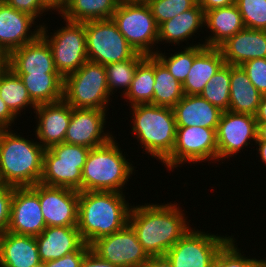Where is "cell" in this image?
I'll return each instance as SVG.
<instances>
[{
  "mask_svg": "<svg viewBox=\"0 0 266 267\" xmlns=\"http://www.w3.org/2000/svg\"><path fill=\"white\" fill-rule=\"evenodd\" d=\"M178 203L132 206L129 224L147 254L165 256L166 252L191 228ZM183 213V214H182Z\"/></svg>",
  "mask_w": 266,
  "mask_h": 267,
  "instance_id": "1",
  "label": "cell"
},
{
  "mask_svg": "<svg viewBox=\"0 0 266 267\" xmlns=\"http://www.w3.org/2000/svg\"><path fill=\"white\" fill-rule=\"evenodd\" d=\"M125 199V192H79L77 228L87 245L121 230L129 223L132 205Z\"/></svg>",
  "mask_w": 266,
  "mask_h": 267,
  "instance_id": "2",
  "label": "cell"
},
{
  "mask_svg": "<svg viewBox=\"0 0 266 267\" xmlns=\"http://www.w3.org/2000/svg\"><path fill=\"white\" fill-rule=\"evenodd\" d=\"M16 134L0 129V184L31 187L41 180L45 148Z\"/></svg>",
  "mask_w": 266,
  "mask_h": 267,
  "instance_id": "3",
  "label": "cell"
},
{
  "mask_svg": "<svg viewBox=\"0 0 266 267\" xmlns=\"http://www.w3.org/2000/svg\"><path fill=\"white\" fill-rule=\"evenodd\" d=\"M132 132L141 148L163 162L171 153L176 139V121L173 108L153 104L130 106Z\"/></svg>",
  "mask_w": 266,
  "mask_h": 267,
  "instance_id": "4",
  "label": "cell"
},
{
  "mask_svg": "<svg viewBox=\"0 0 266 267\" xmlns=\"http://www.w3.org/2000/svg\"><path fill=\"white\" fill-rule=\"evenodd\" d=\"M115 141L113 137L108 143L90 149L82 169V191L123 193L135 167Z\"/></svg>",
  "mask_w": 266,
  "mask_h": 267,
  "instance_id": "5",
  "label": "cell"
},
{
  "mask_svg": "<svg viewBox=\"0 0 266 267\" xmlns=\"http://www.w3.org/2000/svg\"><path fill=\"white\" fill-rule=\"evenodd\" d=\"M105 66L86 61L64 78L63 99L72 108L106 110L110 102Z\"/></svg>",
  "mask_w": 266,
  "mask_h": 267,
  "instance_id": "6",
  "label": "cell"
},
{
  "mask_svg": "<svg viewBox=\"0 0 266 267\" xmlns=\"http://www.w3.org/2000/svg\"><path fill=\"white\" fill-rule=\"evenodd\" d=\"M90 148L62 142L45 149L40 183L82 192V169Z\"/></svg>",
  "mask_w": 266,
  "mask_h": 267,
  "instance_id": "7",
  "label": "cell"
},
{
  "mask_svg": "<svg viewBox=\"0 0 266 267\" xmlns=\"http://www.w3.org/2000/svg\"><path fill=\"white\" fill-rule=\"evenodd\" d=\"M111 19L137 53L151 56L157 52L158 26L147 2L121 0Z\"/></svg>",
  "mask_w": 266,
  "mask_h": 267,
  "instance_id": "8",
  "label": "cell"
},
{
  "mask_svg": "<svg viewBox=\"0 0 266 267\" xmlns=\"http://www.w3.org/2000/svg\"><path fill=\"white\" fill-rule=\"evenodd\" d=\"M64 21L66 26H62L51 35L47 33L48 27H41V36L48 42L55 68L63 78L77 71L88 61L85 22Z\"/></svg>",
  "mask_w": 266,
  "mask_h": 267,
  "instance_id": "9",
  "label": "cell"
},
{
  "mask_svg": "<svg viewBox=\"0 0 266 267\" xmlns=\"http://www.w3.org/2000/svg\"><path fill=\"white\" fill-rule=\"evenodd\" d=\"M85 33L89 61L105 66L137 54L112 19L86 21Z\"/></svg>",
  "mask_w": 266,
  "mask_h": 267,
  "instance_id": "10",
  "label": "cell"
},
{
  "mask_svg": "<svg viewBox=\"0 0 266 267\" xmlns=\"http://www.w3.org/2000/svg\"><path fill=\"white\" fill-rule=\"evenodd\" d=\"M218 162L216 129L206 127H177L172 153L162 162L167 170L184 163ZM169 168V169H168Z\"/></svg>",
  "mask_w": 266,
  "mask_h": 267,
  "instance_id": "11",
  "label": "cell"
},
{
  "mask_svg": "<svg viewBox=\"0 0 266 267\" xmlns=\"http://www.w3.org/2000/svg\"><path fill=\"white\" fill-rule=\"evenodd\" d=\"M232 236H218L190 228L165 254L172 267H212L222 246Z\"/></svg>",
  "mask_w": 266,
  "mask_h": 267,
  "instance_id": "12",
  "label": "cell"
},
{
  "mask_svg": "<svg viewBox=\"0 0 266 267\" xmlns=\"http://www.w3.org/2000/svg\"><path fill=\"white\" fill-rule=\"evenodd\" d=\"M90 250L119 267H140L150 257L129 223L121 230L93 241Z\"/></svg>",
  "mask_w": 266,
  "mask_h": 267,
  "instance_id": "13",
  "label": "cell"
},
{
  "mask_svg": "<svg viewBox=\"0 0 266 267\" xmlns=\"http://www.w3.org/2000/svg\"><path fill=\"white\" fill-rule=\"evenodd\" d=\"M252 140H257L256 118L250 114L224 111L221 114L217 129L216 141L218 161L225 160L241 152Z\"/></svg>",
  "mask_w": 266,
  "mask_h": 267,
  "instance_id": "14",
  "label": "cell"
},
{
  "mask_svg": "<svg viewBox=\"0 0 266 267\" xmlns=\"http://www.w3.org/2000/svg\"><path fill=\"white\" fill-rule=\"evenodd\" d=\"M45 228L39 201V183L31 187L14 188L7 231L18 235L37 236Z\"/></svg>",
  "mask_w": 266,
  "mask_h": 267,
  "instance_id": "15",
  "label": "cell"
},
{
  "mask_svg": "<svg viewBox=\"0 0 266 267\" xmlns=\"http://www.w3.org/2000/svg\"><path fill=\"white\" fill-rule=\"evenodd\" d=\"M39 201L46 227L78 225V190L39 182Z\"/></svg>",
  "mask_w": 266,
  "mask_h": 267,
  "instance_id": "16",
  "label": "cell"
},
{
  "mask_svg": "<svg viewBox=\"0 0 266 267\" xmlns=\"http://www.w3.org/2000/svg\"><path fill=\"white\" fill-rule=\"evenodd\" d=\"M106 113V110L101 109L72 108L64 142L90 149L108 143L115 136L104 133Z\"/></svg>",
  "mask_w": 266,
  "mask_h": 267,
  "instance_id": "17",
  "label": "cell"
},
{
  "mask_svg": "<svg viewBox=\"0 0 266 267\" xmlns=\"http://www.w3.org/2000/svg\"><path fill=\"white\" fill-rule=\"evenodd\" d=\"M35 20V17L17 11L3 0L0 2V46L8 55L41 35L42 24L31 30L36 25L34 22L37 23Z\"/></svg>",
  "mask_w": 266,
  "mask_h": 267,
  "instance_id": "18",
  "label": "cell"
},
{
  "mask_svg": "<svg viewBox=\"0 0 266 267\" xmlns=\"http://www.w3.org/2000/svg\"><path fill=\"white\" fill-rule=\"evenodd\" d=\"M33 111L37 117L35 134L40 144L48 149L65 141L66 130L72 114V107L64 100L37 105Z\"/></svg>",
  "mask_w": 266,
  "mask_h": 267,
  "instance_id": "19",
  "label": "cell"
},
{
  "mask_svg": "<svg viewBox=\"0 0 266 267\" xmlns=\"http://www.w3.org/2000/svg\"><path fill=\"white\" fill-rule=\"evenodd\" d=\"M8 68L16 75L58 73L48 42L40 35L8 55Z\"/></svg>",
  "mask_w": 266,
  "mask_h": 267,
  "instance_id": "20",
  "label": "cell"
},
{
  "mask_svg": "<svg viewBox=\"0 0 266 267\" xmlns=\"http://www.w3.org/2000/svg\"><path fill=\"white\" fill-rule=\"evenodd\" d=\"M218 48L228 65L241 66L252 59L266 58V31L244 28Z\"/></svg>",
  "mask_w": 266,
  "mask_h": 267,
  "instance_id": "21",
  "label": "cell"
},
{
  "mask_svg": "<svg viewBox=\"0 0 266 267\" xmlns=\"http://www.w3.org/2000/svg\"><path fill=\"white\" fill-rule=\"evenodd\" d=\"M35 238L41 263L76 252L85 243L77 226L46 227Z\"/></svg>",
  "mask_w": 266,
  "mask_h": 267,
  "instance_id": "22",
  "label": "cell"
},
{
  "mask_svg": "<svg viewBox=\"0 0 266 267\" xmlns=\"http://www.w3.org/2000/svg\"><path fill=\"white\" fill-rule=\"evenodd\" d=\"M176 127H206L217 129L221 114L219 108L200 95H184L173 107Z\"/></svg>",
  "mask_w": 266,
  "mask_h": 267,
  "instance_id": "23",
  "label": "cell"
},
{
  "mask_svg": "<svg viewBox=\"0 0 266 267\" xmlns=\"http://www.w3.org/2000/svg\"><path fill=\"white\" fill-rule=\"evenodd\" d=\"M40 264L35 236L9 231L0 235V267H37Z\"/></svg>",
  "mask_w": 266,
  "mask_h": 267,
  "instance_id": "24",
  "label": "cell"
},
{
  "mask_svg": "<svg viewBox=\"0 0 266 267\" xmlns=\"http://www.w3.org/2000/svg\"><path fill=\"white\" fill-rule=\"evenodd\" d=\"M204 26H207L212 34L203 44L215 48L245 28L236 4L205 11Z\"/></svg>",
  "mask_w": 266,
  "mask_h": 267,
  "instance_id": "25",
  "label": "cell"
},
{
  "mask_svg": "<svg viewBox=\"0 0 266 267\" xmlns=\"http://www.w3.org/2000/svg\"><path fill=\"white\" fill-rule=\"evenodd\" d=\"M225 64L219 48L205 47L192 63L189 74L183 83L185 95H200L209 80Z\"/></svg>",
  "mask_w": 266,
  "mask_h": 267,
  "instance_id": "26",
  "label": "cell"
},
{
  "mask_svg": "<svg viewBox=\"0 0 266 267\" xmlns=\"http://www.w3.org/2000/svg\"><path fill=\"white\" fill-rule=\"evenodd\" d=\"M205 12L196 4L193 8L176 15L158 27V42L174 43L187 41L204 26Z\"/></svg>",
  "mask_w": 266,
  "mask_h": 267,
  "instance_id": "27",
  "label": "cell"
},
{
  "mask_svg": "<svg viewBox=\"0 0 266 267\" xmlns=\"http://www.w3.org/2000/svg\"><path fill=\"white\" fill-rule=\"evenodd\" d=\"M262 96L243 68L231 65L229 111L255 116Z\"/></svg>",
  "mask_w": 266,
  "mask_h": 267,
  "instance_id": "28",
  "label": "cell"
},
{
  "mask_svg": "<svg viewBox=\"0 0 266 267\" xmlns=\"http://www.w3.org/2000/svg\"><path fill=\"white\" fill-rule=\"evenodd\" d=\"M36 105L63 99L64 78L59 73L17 75Z\"/></svg>",
  "mask_w": 266,
  "mask_h": 267,
  "instance_id": "29",
  "label": "cell"
},
{
  "mask_svg": "<svg viewBox=\"0 0 266 267\" xmlns=\"http://www.w3.org/2000/svg\"><path fill=\"white\" fill-rule=\"evenodd\" d=\"M121 0H67L60 13L64 20L86 22L111 19Z\"/></svg>",
  "mask_w": 266,
  "mask_h": 267,
  "instance_id": "30",
  "label": "cell"
},
{
  "mask_svg": "<svg viewBox=\"0 0 266 267\" xmlns=\"http://www.w3.org/2000/svg\"><path fill=\"white\" fill-rule=\"evenodd\" d=\"M155 56H146L137 66L132 83L124 95L129 105L153 104Z\"/></svg>",
  "mask_w": 266,
  "mask_h": 267,
  "instance_id": "31",
  "label": "cell"
},
{
  "mask_svg": "<svg viewBox=\"0 0 266 267\" xmlns=\"http://www.w3.org/2000/svg\"><path fill=\"white\" fill-rule=\"evenodd\" d=\"M0 97L16 116L29 105L32 109L37 107L19 76L8 67L0 70Z\"/></svg>",
  "mask_w": 266,
  "mask_h": 267,
  "instance_id": "32",
  "label": "cell"
},
{
  "mask_svg": "<svg viewBox=\"0 0 266 267\" xmlns=\"http://www.w3.org/2000/svg\"><path fill=\"white\" fill-rule=\"evenodd\" d=\"M184 95L183 84L155 57L153 105L173 108Z\"/></svg>",
  "mask_w": 266,
  "mask_h": 267,
  "instance_id": "33",
  "label": "cell"
},
{
  "mask_svg": "<svg viewBox=\"0 0 266 267\" xmlns=\"http://www.w3.org/2000/svg\"><path fill=\"white\" fill-rule=\"evenodd\" d=\"M205 47L203 43H198L197 45L192 44L183 48L184 51L171 54L170 57H167L164 53L162 54L161 51H157L154 56L167 68L176 80L183 84L189 74L194 58Z\"/></svg>",
  "mask_w": 266,
  "mask_h": 267,
  "instance_id": "34",
  "label": "cell"
},
{
  "mask_svg": "<svg viewBox=\"0 0 266 267\" xmlns=\"http://www.w3.org/2000/svg\"><path fill=\"white\" fill-rule=\"evenodd\" d=\"M145 57L146 55L137 53L131 59L105 65L108 91L110 92V95H113L114 90L117 91L118 88H124L122 95L127 93L134 78L137 66Z\"/></svg>",
  "mask_w": 266,
  "mask_h": 267,
  "instance_id": "35",
  "label": "cell"
},
{
  "mask_svg": "<svg viewBox=\"0 0 266 267\" xmlns=\"http://www.w3.org/2000/svg\"><path fill=\"white\" fill-rule=\"evenodd\" d=\"M231 65L224 64L212 76L200 96L221 111H229Z\"/></svg>",
  "mask_w": 266,
  "mask_h": 267,
  "instance_id": "36",
  "label": "cell"
},
{
  "mask_svg": "<svg viewBox=\"0 0 266 267\" xmlns=\"http://www.w3.org/2000/svg\"><path fill=\"white\" fill-rule=\"evenodd\" d=\"M147 3L159 27L176 15L193 8L197 0H149Z\"/></svg>",
  "mask_w": 266,
  "mask_h": 267,
  "instance_id": "37",
  "label": "cell"
},
{
  "mask_svg": "<svg viewBox=\"0 0 266 267\" xmlns=\"http://www.w3.org/2000/svg\"><path fill=\"white\" fill-rule=\"evenodd\" d=\"M245 28L266 31V0H235Z\"/></svg>",
  "mask_w": 266,
  "mask_h": 267,
  "instance_id": "38",
  "label": "cell"
},
{
  "mask_svg": "<svg viewBox=\"0 0 266 267\" xmlns=\"http://www.w3.org/2000/svg\"><path fill=\"white\" fill-rule=\"evenodd\" d=\"M231 237L218 251L212 267H253L259 260L242 255Z\"/></svg>",
  "mask_w": 266,
  "mask_h": 267,
  "instance_id": "39",
  "label": "cell"
},
{
  "mask_svg": "<svg viewBox=\"0 0 266 267\" xmlns=\"http://www.w3.org/2000/svg\"><path fill=\"white\" fill-rule=\"evenodd\" d=\"M251 83L262 94L266 95V58L252 59L241 65Z\"/></svg>",
  "mask_w": 266,
  "mask_h": 267,
  "instance_id": "40",
  "label": "cell"
},
{
  "mask_svg": "<svg viewBox=\"0 0 266 267\" xmlns=\"http://www.w3.org/2000/svg\"><path fill=\"white\" fill-rule=\"evenodd\" d=\"M14 187L0 184V235L7 231L10 222Z\"/></svg>",
  "mask_w": 266,
  "mask_h": 267,
  "instance_id": "41",
  "label": "cell"
},
{
  "mask_svg": "<svg viewBox=\"0 0 266 267\" xmlns=\"http://www.w3.org/2000/svg\"><path fill=\"white\" fill-rule=\"evenodd\" d=\"M90 250V245L84 243L76 252L65 255L59 259L42 263L43 267H80L83 258Z\"/></svg>",
  "mask_w": 266,
  "mask_h": 267,
  "instance_id": "42",
  "label": "cell"
},
{
  "mask_svg": "<svg viewBox=\"0 0 266 267\" xmlns=\"http://www.w3.org/2000/svg\"><path fill=\"white\" fill-rule=\"evenodd\" d=\"M10 7L17 11L25 12L36 19L49 10L40 2V0H3ZM40 15V16H39Z\"/></svg>",
  "mask_w": 266,
  "mask_h": 267,
  "instance_id": "43",
  "label": "cell"
},
{
  "mask_svg": "<svg viewBox=\"0 0 266 267\" xmlns=\"http://www.w3.org/2000/svg\"><path fill=\"white\" fill-rule=\"evenodd\" d=\"M80 267H119V266L113 265L110 262L101 259L94 252L89 250L86 253L85 257L83 258Z\"/></svg>",
  "mask_w": 266,
  "mask_h": 267,
  "instance_id": "44",
  "label": "cell"
},
{
  "mask_svg": "<svg viewBox=\"0 0 266 267\" xmlns=\"http://www.w3.org/2000/svg\"><path fill=\"white\" fill-rule=\"evenodd\" d=\"M17 116L8 108L0 97V129H10Z\"/></svg>",
  "mask_w": 266,
  "mask_h": 267,
  "instance_id": "45",
  "label": "cell"
},
{
  "mask_svg": "<svg viewBox=\"0 0 266 267\" xmlns=\"http://www.w3.org/2000/svg\"><path fill=\"white\" fill-rule=\"evenodd\" d=\"M197 4L205 12L215 8L231 6L235 4V0H197Z\"/></svg>",
  "mask_w": 266,
  "mask_h": 267,
  "instance_id": "46",
  "label": "cell"
},
{
  "mask_svg": "<svg viewBox=\"0 0 266 267\" xmlns=\"http://www.w3.org/2000/svg\"><path fill=\"white\" fill-rule=\"evenodd\" d=\"M140 267H172L166 256H151Z\"/></svg>",
  "mask_w": 266,
  "mask_h": 267,
  "instance_id": "47",
  "label": "cell"
},
{
  "mask_svg": "<svg viewBox=\"0 0 266 267\" xmlns=\"http://www.w3.org/2000/svg\"><path fill=\"white\" fill-rule=\"evenodd\" d=\"M67 0H40V2L50 11L56 10L60 14L66 5Z\"/></svg>",
  "mask_w": 266,
  "mask_h": 267,
  "instance_id": "48",
  "label": "cell"
},
{
  "mask_svg": "<svg viewBox=\"0 0 266 267\" xmlns=\"http://www.w3.org/2000/svg\"><path fill=\"white\" fill-rule=\"evenodd\" d=\"M257 123H266V95H263L255 115Z\"/></svg>",
  "mask_w": 266,
  "mask_h": 267,
  "instance_id": "49",
  "label": "cell"
},
{
  "mask_svg": "<svg viewBox=\"0 0 266 267\" xmlns=\"http://www.w3.org/2000/svg\"><path fill=\"white\" fill-rule=\"evenodd\" d=\"M256 142H266V123H257Z\"/></svg>",
  "mask_w": 266,
  "mask_h": 267,
  "instance_id": "50",
  "label": "cell"
},
{
  "mask_svg": "<svg viewBox=\"0 0 266 267\" xmlns=\"http://www.w3.org/2000/svg\"><path fill=\"white\" fill-rule=\"evenodd\" d=\"M255 144L256 146L258 144L259 147L256 150H258L262 162L266 165V142H255Z\"/></svg>",
  "mask_w": 266,
  "mask_h": 267,
  "instance_id": "51",
  "label": "cell"
},
{
  "mask_svg": "<svg viewBox=\"0 0 266 267\" xmlns=\"http://www.w3.org/2000/svg\"><path fill=\"white\" fill-rule=\"evenodd\" d=\"M8 67V54L0 46V70Z\"/></svg>",
  "mask_w": 266,
  "mask_h": 267,
  "instance_id": "52",
  "label": "cell"
},
{
  "mask_svg": "<svg viewBox=\"0 0 266 267\" xmlns=\"http://www.w3.org/2000/svg\"><path fill=\"white\" fill-rule=\"evenodd\" d=\"M253 267H266L265 262L261 259Z\"/></svg>",
  "mask_w": 266,
  "mask_h": 267,
  "instance_id": "53",
  "label": "cell"
},
{
  "mask_svg": "<svg viewBox=\"0 0 266 267\" xmlns=\"http://www.w3.org/2000/svg\"><path fill=\"white\" fill-rule=\"evenodd\" d=\"M129 2H148L149 0H124Z\"/></svg>",
  "mask_w": 266,
  "mask_h": 267,
  "instance_id": "54",
  "label": "cell"
}]
</instances>
